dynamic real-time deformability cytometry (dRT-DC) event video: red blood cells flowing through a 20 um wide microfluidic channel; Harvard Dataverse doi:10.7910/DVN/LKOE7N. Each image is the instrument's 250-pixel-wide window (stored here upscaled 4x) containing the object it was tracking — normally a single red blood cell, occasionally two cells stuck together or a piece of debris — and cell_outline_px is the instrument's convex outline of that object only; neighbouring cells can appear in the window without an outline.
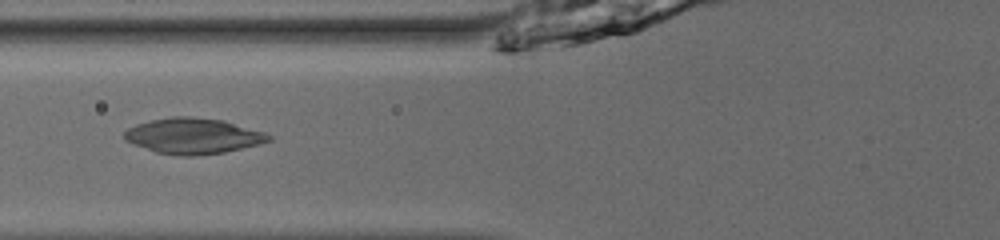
{"species": "common noctule bat (a hibernating species)", "species_latin": "Nyctalus noctula", "temperature_condition": "room temperature", "stored_images_in_passage": 51, "camera_frame_rate_fps": 3000, "um_per_image_px": 0.085, "animal": {"sex": "male", "body_mass_g": 13.0, "forearm_length_mm": 53.1}, "frame": {"image": 1, "passage_image": 22, "time_ms": 7.0, "image_size_px": [1000, 240], "cell_outline_px": [[272, 140], [260, 144], [224, 152], [192, 156], [180, 156], [156, 152], [124, 140], [124, 132], [128, 128], [136, 124], [152, 120], [172, 116], [188, 116], [224, 120], [264, 132], [272, 136]], "centroid_in_image_um": [16.43, 11.55], "position_along_channel_um": 109.4, "area_um2": 29.94}}
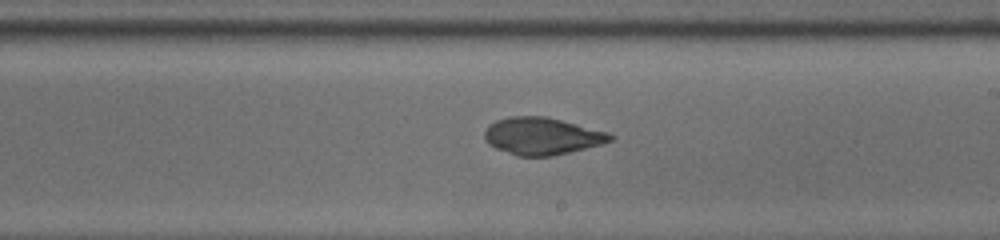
{"frame": {"image": 2, "passage_image": 32, "time_ms": 10.333, "image_size_px": [1000, 240], "cell_outline_px": [[616, 136], [612, 140], [600, 144], [552, 156], [516, 156], [496, 148], [488, 144], [484, 136], [484, 132], [488, 124], [496, 120], [508, 116], [548, 116], [608, 132]], "centroid_in_image_um": [46.04, 11.55], "position_along_channel_um": 243.0, "area_um2": 27.34}}
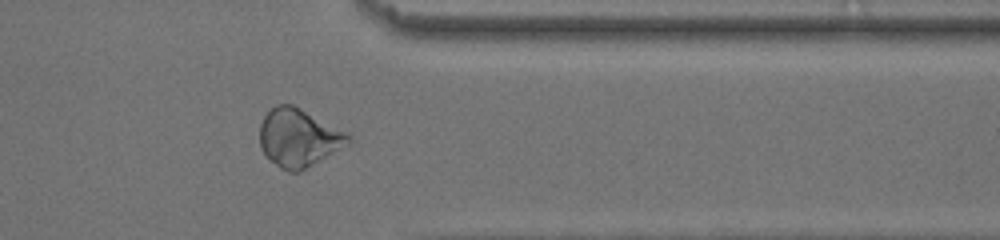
{"frame": {"image": 3, "passage_image": 43, "time_ms": 14.0, "image_size_px": [1000, 240], "cell_outline_px": [[352, 144], [300, 172], [288, 172], [280, 168], [268, 160], [260, 148], [260, 124], [264, 116], [276, 104], [292, 104], [352, 136]], "centroid_in_image_um": [25.39, 11.76], "position_along_channel_um": 386.0, "area_um2": 30.17}, "authors_computed_cell_mechanics": {"area_um2": 27.9752, "velocity_mm_per_s": 3.9792, "shape_relaxation_time_tau1_ms": 6.7379, "shape_relaxation_time_tau2_ms": 2.7175, "deformation_change_tau1": 0.1372, "deformation_change_tau2": 0.0692}}